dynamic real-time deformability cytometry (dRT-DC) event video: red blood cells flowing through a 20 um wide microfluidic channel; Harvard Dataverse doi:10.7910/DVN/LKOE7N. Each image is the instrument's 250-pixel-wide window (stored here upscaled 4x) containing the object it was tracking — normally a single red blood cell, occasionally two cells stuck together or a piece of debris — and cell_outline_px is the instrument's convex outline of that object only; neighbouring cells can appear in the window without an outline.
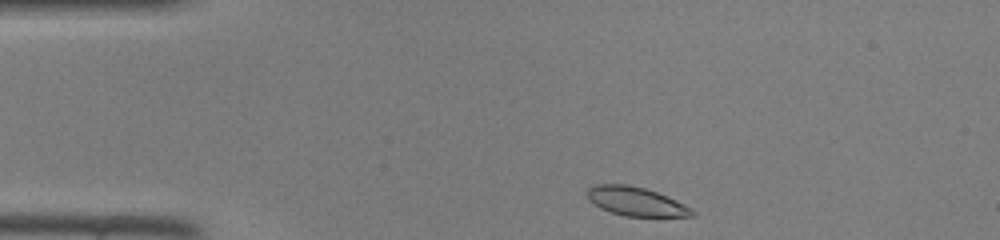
{"species": "common noctule bat (a hibernating species)", "species_latin": "Nyctalus noctula", "temperature_condition": "room temperature", "stored_images_in_passage": 39, "camera_frame_rate_fps": 3000, "um_per_image_px": 0.085, "animal": {"sex": "female", "body_mass_g": 22.0, "forearm_length_mm": 56.7}, "frame": {"image": 1, "passage_image": 1, "time_ms": 0.0, "image_size_px": [1000, 240], "cell_outline_px": [[696, 216], [624, 216], [600, 208], [588, 200], [588, 188], [592, 184], [628, 184], [644, 188], [656, 192], [676, 200], [692, 208], [696, 212]], "centroid_in_image_um": [54.05, 17.12], "position_along_channel_um": 30.9, "area_um2": 17.63}}
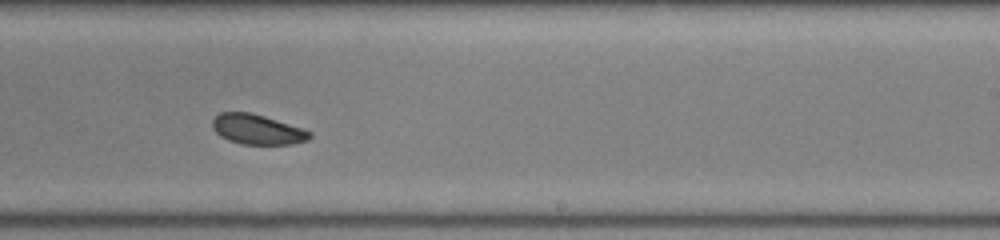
{"frame": {"image": 2, "passage_image": 21, "time_ms": 6.667, "image_size_px": [1000, 240], "cell_outline_px": [[312, 136], [308, 140], [292, 144], [240, 144], [228, 140], [220, 136], [212, 128], [212, 120], [220, 112], [248, 112], [264, 116], [304, 128], [312, 132]], "centroid_in_image_um": [21.88, 11.0], "position_along_channel_um": 267.1, "area_um2": 17.11}}
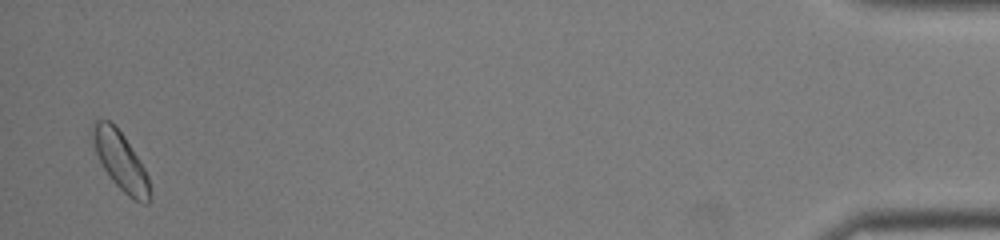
{"frame": {"image": 3, "passage_image": 38, "time_ms": 12.333, "image_size_px": [1000, 240], "cell_outline_px": [[148, 204], [144, 204], [128, 196], [112, 180], [104, 168], [96, 152], [92, 136], [92, 124], [96, 120], [108, 120], [124, 136], [140, 160], [148, 176]], "centroid_in_image_um": [10.23, 13.66], "position_along_channel_um": 425.0, "area_um2": 18.67}}